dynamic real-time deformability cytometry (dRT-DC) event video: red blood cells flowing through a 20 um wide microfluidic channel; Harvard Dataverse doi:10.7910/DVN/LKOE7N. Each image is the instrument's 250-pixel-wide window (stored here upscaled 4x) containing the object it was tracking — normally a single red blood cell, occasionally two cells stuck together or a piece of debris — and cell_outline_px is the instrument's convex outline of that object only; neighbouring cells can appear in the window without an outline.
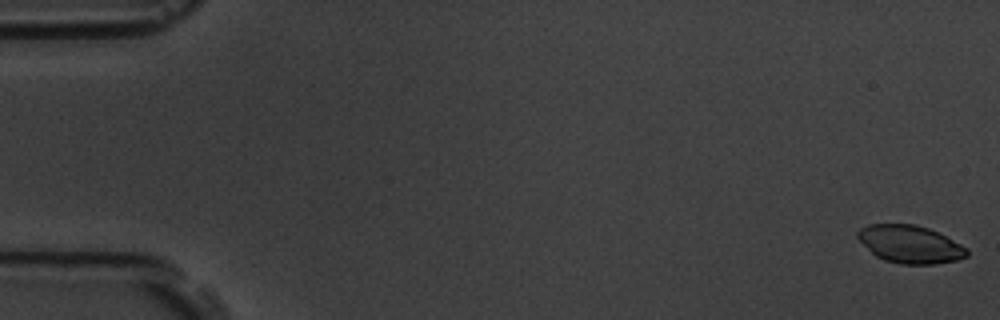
{"species": "common noctule bat (a hibernating species)", "species_latin": "Nyctalus noctula", "temperature_condition": "room temperature", "stored_images_in_passage": 6, "camera_frame_rate_fps": 3000, "um_per_image_px": 0.085, "animal": {"sex": "male", "body_mass_g": 19.5, "forearm_length_mm": 54.6}, "frame": {"image": 1, "passage_image": 1, "time_ms": 0.0, "image_size_px": [1000, 320], "cell_outline_px": [[968, 256], [956, 260], [936, 264], [900, 264], [884, 260], [876, 256], [856, 236], [856, 232], [860, 228], [868, 224], [916, 224], [928, 228], [968, 248]], "centroid_in_image_um": [77.35, 20.76], "position_along_channel_um": 7.7, "area_um2": 23.87}}